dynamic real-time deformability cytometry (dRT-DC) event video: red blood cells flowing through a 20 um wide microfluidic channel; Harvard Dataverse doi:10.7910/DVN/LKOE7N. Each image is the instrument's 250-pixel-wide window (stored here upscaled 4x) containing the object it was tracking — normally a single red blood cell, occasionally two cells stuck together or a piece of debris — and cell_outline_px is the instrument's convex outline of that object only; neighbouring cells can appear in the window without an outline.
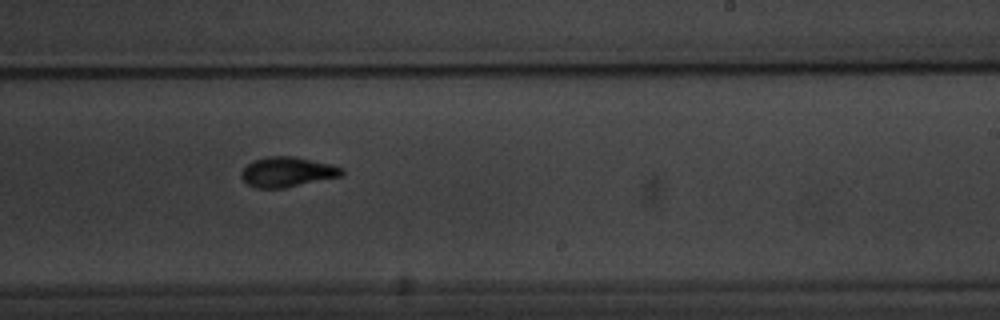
{"species": "common noctule bat (a hibernating species)", "species_latin": "Nyctalus noctula", "temperature_condition": "warm", "stored_images_in_passage": 14, "camera_frame_rate_fps": 3000, "um_per_image_px": 0.085, "animal": {"sex": "male", "body_mass_g": 20.1, "forearm_length_mm": 53.5}, "frame": {"image": 1, "passage_image": 12, "time_ms": 13.0, "image_size_px": [1000, 320], "cell_outline_px": [[344, 176], [284, 188], [256, 188], [248, 184], [240, 176], [240, 172], [248, 164], [256, 160], [268, 156], [292, 156], [332, 164], [344, 168]], "centroid_in_image_um": [24.46, 14.62], "position_along_channel_um": 264.5, "area_um2": 17.63}}
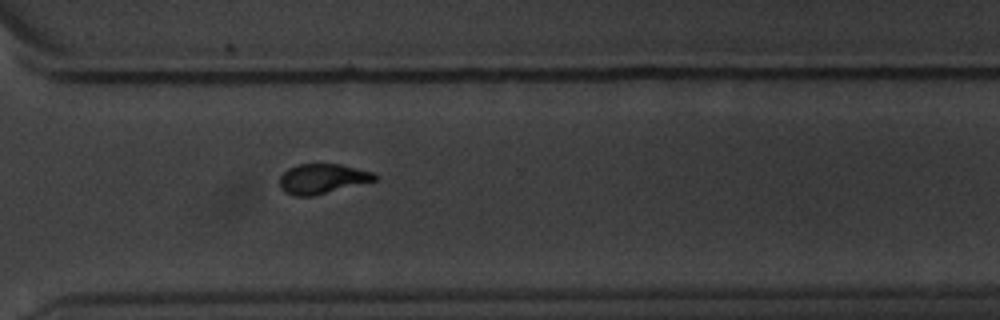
{"frame": {"image": 2, "passage_image": 14, "time_ms": 15.333, "image_size_px": [1000, 320], "cell_outline_px": [[376, 180], [312, 196], [296, 196], [284, 192], [280, 188], [280, 176], [288, 168], [300, 164], [340, 164], [372, 172], [376, 176]], "centroid_in_image_um": [27.35, 15.19], "position_along_channel_um": 343.2, "area_um2": 16.3}}